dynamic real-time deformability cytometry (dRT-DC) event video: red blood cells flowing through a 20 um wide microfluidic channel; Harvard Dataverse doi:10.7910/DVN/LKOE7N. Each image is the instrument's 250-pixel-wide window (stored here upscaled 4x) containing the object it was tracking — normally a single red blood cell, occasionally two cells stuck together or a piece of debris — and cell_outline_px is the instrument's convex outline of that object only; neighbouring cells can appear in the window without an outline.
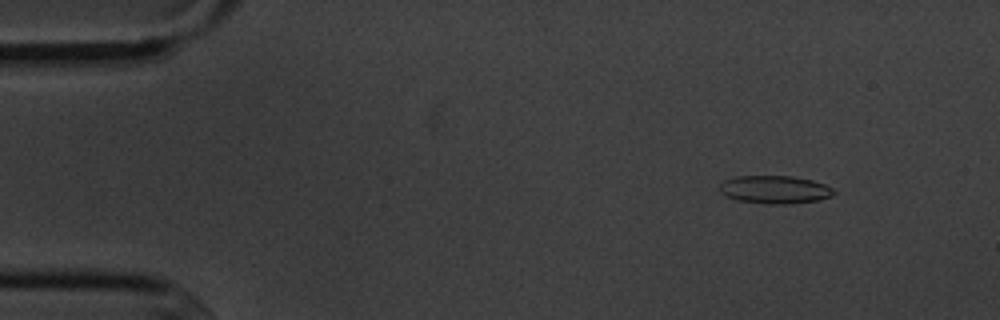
{"species": "common noctule bat (a hibernating species)", "species_latin": "Nyctalus noctula", "temperature_condition": "cold", "stored_images_in_passage": 8, "camera_frame_rate_fps": 3000, "um_per_image_px": 0.085, "animal": {"sex": "male", "body_mass_g": 20.1, "forearm_length_mm": 53.5}, "frame": {"image": 1, "passage_image": 2, "time_ms": 1.0, "image_size_px": [1000, 320], "cell_outline_px": [[836, 192], [832, 196], [820, 200], [788, 204], [768, 204], [736, 200], [720, 192], [720, 184], [724, 180], [736, 176], [792, 176], [812, 180], [824, 184], [832, 188]], "centroid_in_image_um": [65.87, 16.12], "position_along_channel_um": 19.1, "area_um2": 18.67}}
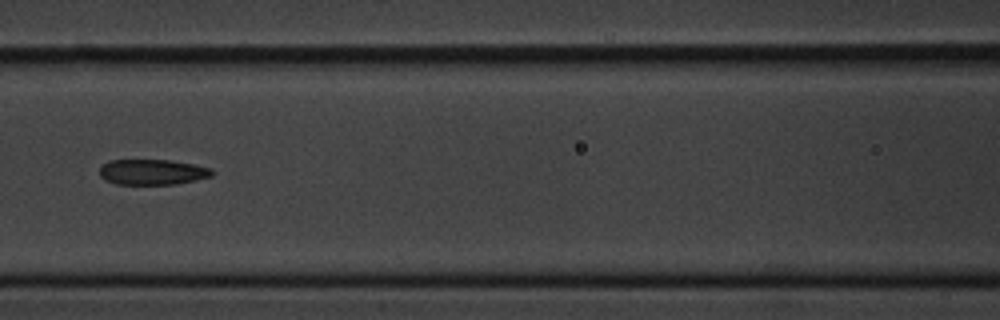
{"frame": {"image": 2, "passage_image": 7, "time_ms": 7.0, "image_size_px": [1000, 320], "cell_outline_px": [[216, 172], [212, 176], [196, 180], [176, 184], [116, 184], [104, 180], [100, 176], [100, 168], [108, 160], [168, 160], [192, 164], [212, 168]], "centroid_in_image_um": [12.97, 14.62], "position_along_channel_um": 153.6, "area_um2": 16.76}}
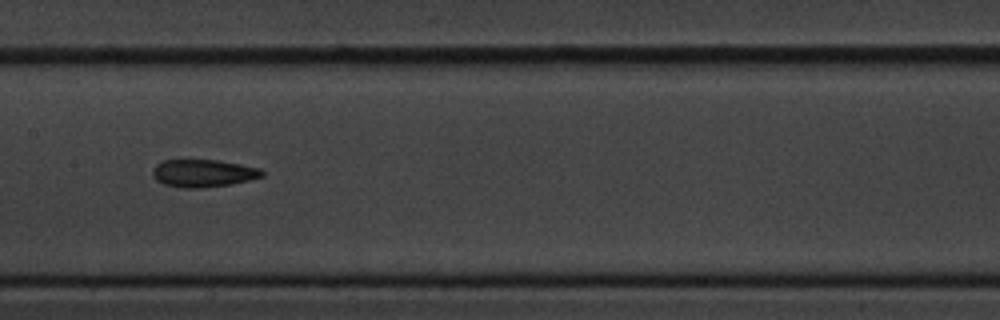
{"frame": {"image": 3, "passage_image": 8, "time_ms": 8.0, "image_size_px": [1000, 320], "cell_outline_px": [[264, 176], [232, 184], [200, 188], [180, 188], [164, 184], [156, 180], [152, 176], [152, 172], [156, 164], [164, 160], [216, 160], [240, 164], [260, 168], [264, 172]], "centroid_in_image_um": [17.26, 14.73], "position_along_channel_um": 190.1, "area_um2": 17.63}}